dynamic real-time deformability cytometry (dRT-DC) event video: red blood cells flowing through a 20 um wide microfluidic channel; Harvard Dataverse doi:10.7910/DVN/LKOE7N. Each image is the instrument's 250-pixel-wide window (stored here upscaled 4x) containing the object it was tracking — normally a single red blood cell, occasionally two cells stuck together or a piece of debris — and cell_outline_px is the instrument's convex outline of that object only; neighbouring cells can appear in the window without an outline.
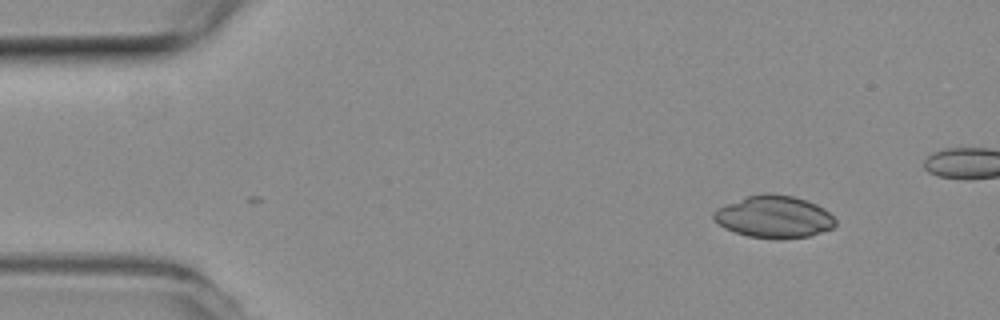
{"species": "common noctule bat (a hibernating species)", "species_latin": "Nyctalus noctula", "temperature_condition": "room temperature", "stored_images_in_passage": 2, "camera_frame_rate_fps": 3000, "um_per_image_px": 0.085, "animal": {"sex": "female", "body_mass_g": 19.3, "forearm_length_mm": 54.1}, "frame": {"image": 1, "passage_image": 2, "time_ms": 0.333, "image_size_px": [1000, 320], "cell_outline_px": [[836, 224], [832, 228], [808, 236], [780, 240], [776, 240], [748, 236], [724, 228], [712, 220], [712, 212], [716, 208], [748, 196], [764, 192], [772, 192], [792, 196], [816, 204], [824, 208], [836, 220]], "centroid_in_image_um": [65.75, 18.43], "position_along_channel_um": 19.2, "area_um2": 30.17}}